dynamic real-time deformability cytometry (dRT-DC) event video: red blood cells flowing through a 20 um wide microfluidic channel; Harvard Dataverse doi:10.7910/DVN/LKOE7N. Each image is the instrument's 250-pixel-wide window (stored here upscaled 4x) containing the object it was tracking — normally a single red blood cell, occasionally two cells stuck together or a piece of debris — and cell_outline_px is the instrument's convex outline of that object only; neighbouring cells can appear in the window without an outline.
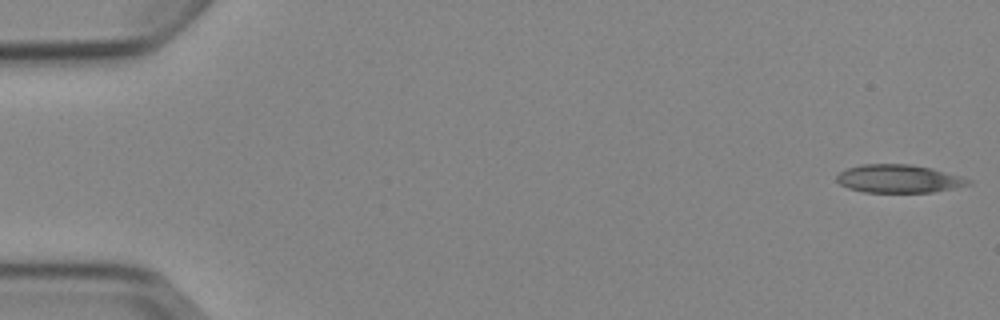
{"species": "Egyptian fruit bat (a non-hibernating species)", "species_latin": "Rousettus aegyptiacus", "temperature_condition": "cold", "stored_images_in_passage": 5, "camera_frame_rate_fps": 3000, "um_per_image_px": 0.085, "animal": {"sex": "female"}, "frame": {"image": 1, "passage_image": 1, "time_ms": 0.0, "image_size_px": [1000, 320], "cell_outline_px": [[972, 184], [956, 188], [932, 192], [864, 192], [848, 188], [840, 184], [836, 180], [836, 176], [840, 172], [848, 168], [864, 164], [912, 164], [932, 168], [960, 176], [972, 180]], "centroid_in_image_um": [76.42, 15.19], "position_along_channel_um": 8.6, "area_um2": 21.62}}
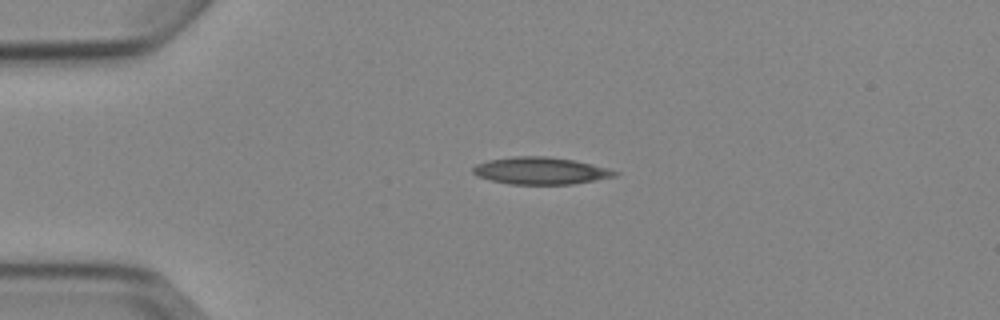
{"frame": {"image": 2, "passage_image": 4, "time_ms": 3.667, "image_size_px": [1000, 320], "cell_outline_px": [[620, 172], [616, 176], [572, 184], [508, 184], [476, 176], [472, 172], [472, 168], [476, 164], [488, 160], [512, 156], [548, 156], [572, 160], [592, 164], [608, 168]], "centroid_in_image_um": [45.92, 14.51], "position_along_channel_um": 39.1, "area_um2": 22.43}}